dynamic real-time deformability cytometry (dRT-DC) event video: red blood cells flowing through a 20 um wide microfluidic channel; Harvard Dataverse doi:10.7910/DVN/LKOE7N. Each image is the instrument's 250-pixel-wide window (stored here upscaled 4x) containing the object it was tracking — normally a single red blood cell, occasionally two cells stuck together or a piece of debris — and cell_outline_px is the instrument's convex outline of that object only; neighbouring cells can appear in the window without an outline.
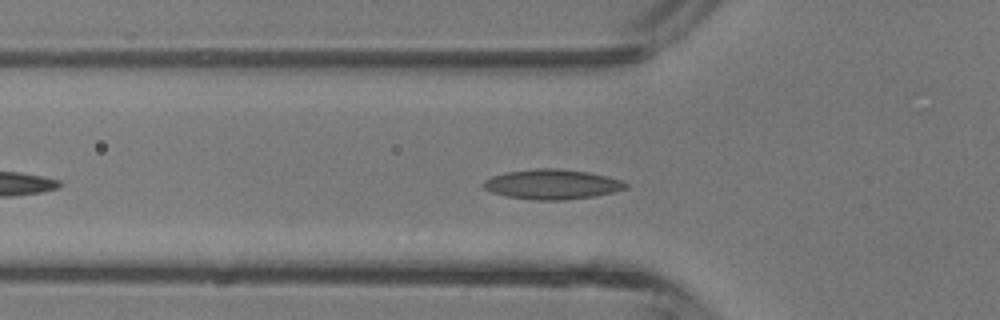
{"species": "common noctule bat (a hibernating species)", "species_latin": "Nyctalus noctula", "temperature_condition": "room temperature", "stored_images_in_passage": 34, "camera_frame_rate_fps": 3000, "um_per_image_px": 0.085, "animal": {"sex": "male", "body_mass_g": 13.3}, "frame": {"image": 1, "passage_image": 7, "time_ms": 2.0, "image_size_px": [1000, 320], "cell_outline_px": [[628, 188], [596, 196], [564, 200], [536, 200], [508, 196], [492, 192], [484, 188], [480, 184], [484, 180], [492, 176], [508, 172], [536, 168], [560, 168], [588, 172], [608, 176], [624, 180], [628, 184]], "centroid_in_image_um": [46.97, 15.66], "position_along_channel_um": 78.8, "area_um2": 24.91}}
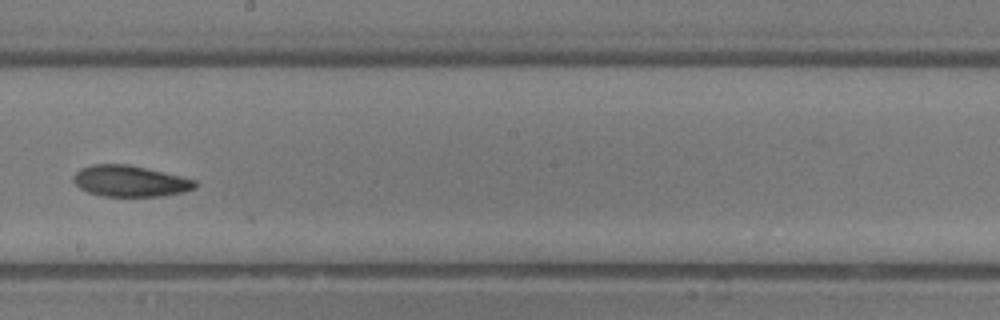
{"frame": {"image": 2, "passage_image": 17, "time_ms": 5.333, "image_size_px": [1000, 320], "cell_outline_px": [[196, 188], [184, 192], [160, 196], [104, 196], [88, 192], [80, 188], [72, 180], [72, 176], [80, 168], [92, 164], [128, 164], [180, 176], [196, 180]], "centroid_in_image_um": [11.03, 15.39], "position_along_channel_um": 237.2, "area_um2": 22.02}}
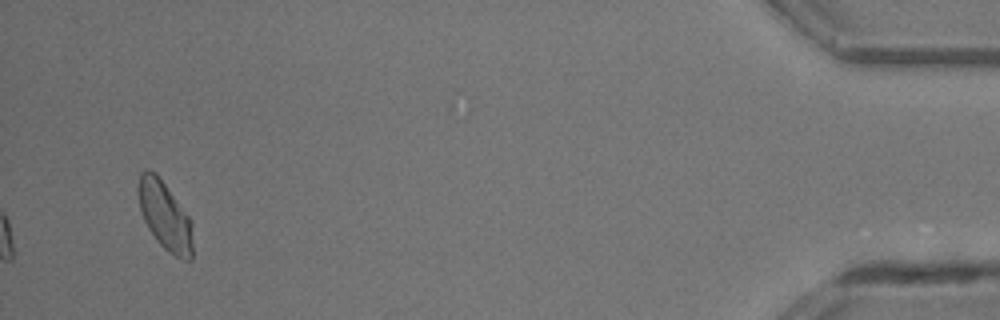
{"frame": {"image": 3, "passage_image": 34, "time_ms": 11.0, "image_size_px": [1000, 320], "cell_outline_px": [[192, 260], [188, 260], [176, 256], [168, 252], [160, 244], [148, 228], [144, 220], [140, 208], [136, 188], [140, 172], [144, 168], [148, 168], [156, 172], [192, 220]], "centroid_in_image_um": [13.99, 18.28], "position_along_channel_um": 421.2, "area_um2": 21.96}, "authors_computed_cell_mechanics": {"area_um2": 21.9929, "velocity_mm_per_s": 4.7319, "shape_relaxation_time_tau1_ms": 5.1323, "shape_relaxation_time_tau2_ms": 7.2636, "deformation_change_tau1": 0.1216, "deformation_change_tau2": 0.1373}}